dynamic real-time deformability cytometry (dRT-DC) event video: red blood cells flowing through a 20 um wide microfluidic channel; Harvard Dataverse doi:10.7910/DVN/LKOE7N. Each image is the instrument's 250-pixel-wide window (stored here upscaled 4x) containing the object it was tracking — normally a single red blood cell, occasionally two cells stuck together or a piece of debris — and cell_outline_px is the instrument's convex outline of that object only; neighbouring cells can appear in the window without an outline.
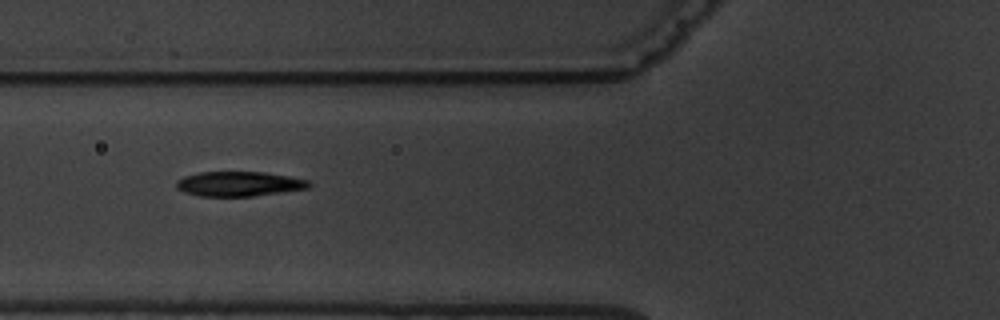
{"species": "common noctule bat (a hibernating species)", "species_latin": "Nyctalus noctula", "temperature_condition": "warm", "stored_images_in_passage": 8, "camera_frame_rate_fps": 3000, "um_per_image_px": 0.085, "animal": {"sex": "male", "body_mass_g": 19.5, "forearm_length_mm": 54.6}, "frame": {"image": 1, "passage_image": 3, "time_ms": 2.333, "image_size_px": [1000, 320], "cell_outline_px": [[312, 184], [308, 188], [252, 196], [200, 196], [184, 192], [176, 188], [176, 180], [184, 176], [200, 172], [264, 172], [288, 176], [308, 180]], "centroid_in_image_um": [20.28, 15.62], "position_along_channel_um": 105.5, "area_um2": 19.02}}